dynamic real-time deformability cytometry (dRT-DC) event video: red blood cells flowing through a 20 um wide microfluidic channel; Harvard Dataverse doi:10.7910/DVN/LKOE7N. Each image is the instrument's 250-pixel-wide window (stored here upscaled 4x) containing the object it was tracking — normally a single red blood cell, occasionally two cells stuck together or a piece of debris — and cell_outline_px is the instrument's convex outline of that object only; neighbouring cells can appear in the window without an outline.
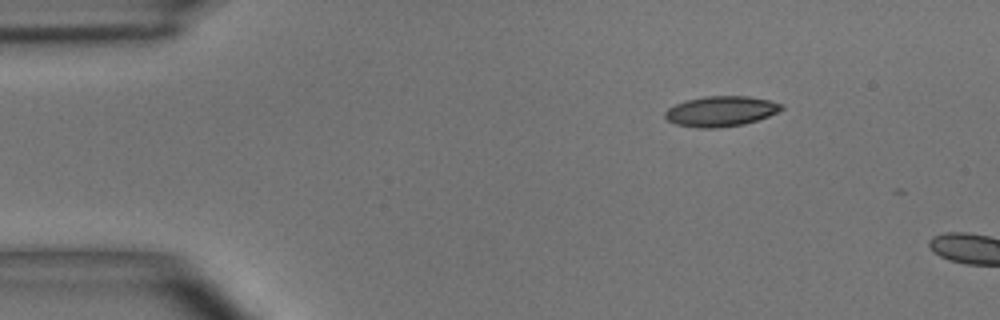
{"species": "common noctule bat (a hibernating species)", "species_latin": "Nyctalus noctula", "temperature_condition": "room temperature", "stored_images_in_passage": 2, "camera_frame_rate_fps": 3000, "um_per_image_px": 0.085, "animal": {"sex": "male", "body_mass_g": 15.6}, "frame": {"image": 1, "passage_image": 1, "time_ms": 0.0, "image_size_px": [1000, 320], "cell_outline_px": [[784, 108], [768, 116], [744, 124], [716, 128], [700, 128], [676, 124], [668, 120], [664, 116], [664, 112], [668, 108], [676, 104], [688, 100], [704, 96], [748, 96], [768, 100], [784, 104]], "centroid_in_image_um": [61.27, 9.45], "position_along_channel_um": 23.7, "area_um2": 20.4}}